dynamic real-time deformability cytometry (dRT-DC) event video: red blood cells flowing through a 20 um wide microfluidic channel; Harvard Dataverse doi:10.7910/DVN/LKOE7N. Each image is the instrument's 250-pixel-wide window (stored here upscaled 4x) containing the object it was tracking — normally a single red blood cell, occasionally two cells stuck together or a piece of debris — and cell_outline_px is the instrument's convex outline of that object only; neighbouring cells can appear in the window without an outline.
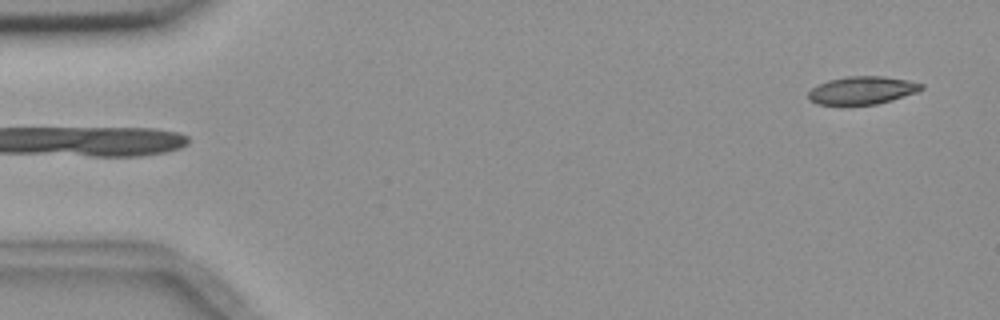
{"species": "common noctule bat (a hibernating species)", "species_latin": "Nyctalus noctula", "temperature_condition": "room temperature", "stored_images_in_passage": 6, "camera_frame_rate_fps": 3000, "um_per_image_px": 0.085, "animal": {"sex": "female", "body_mass_g": 18.4}, "frame": {"image": 1, "passage_image": 6, "time_ms": 5.667, "image_size_px": [1000, 320], "cell_outline_px": [[924, 88], [916, 92], [892, 100], [876, 104], [816, 104], [808, 100], [808, 92], [812, 88], [828, 80], [848, 76], [884, 76], [908, 80], [924, 84]], "centroid_in_image_um": [73.29, 7.67], "position_along_channel_um": 11.7, "area_um2": 18.26}}